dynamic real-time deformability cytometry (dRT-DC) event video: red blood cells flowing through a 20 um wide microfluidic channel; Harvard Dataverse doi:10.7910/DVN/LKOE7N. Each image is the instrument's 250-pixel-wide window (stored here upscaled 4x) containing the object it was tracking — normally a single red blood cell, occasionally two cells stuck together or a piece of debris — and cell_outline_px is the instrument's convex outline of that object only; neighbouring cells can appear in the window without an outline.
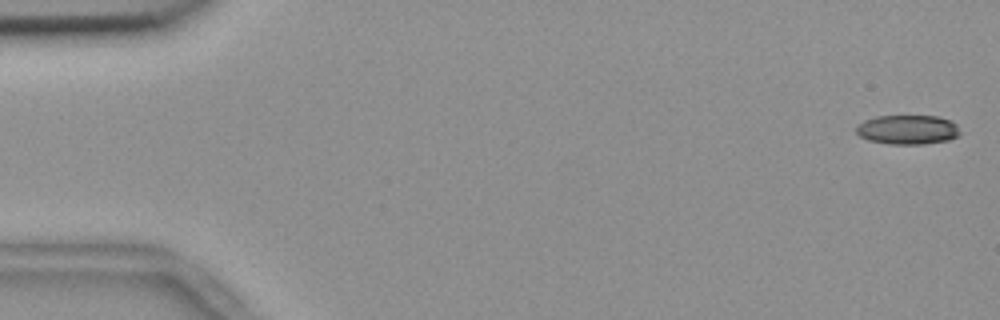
{"species": "common noctule bat (a hibernating species)", "species_latin": "Nyctalus noctula", "temperature_condition": "room temperature", "stored_images_in_passage": 56, "camera_frame_rate_fps": 3000, "um_per_image_px": 0.085, "animal": {"sex": "female", "body_mass_g": 18.4}, "frame": {"image": 1, "passage_image": 2, "time_ms": 0.333, "image_size_px": [1000, 320], "cell_outline_px": [[960, 136], [948, 140], [924, 144], [888, 144], [868, 140], [860, 136], [856, 132], [856, 124], [864, 120], [876, 116], [940, 116], [952, 120], [956, 124], [960, 132]], "centroid_in_image_um": [77.16, 11.02], "position_along_channel_um": 7.8, "area_um2": 18.03}}
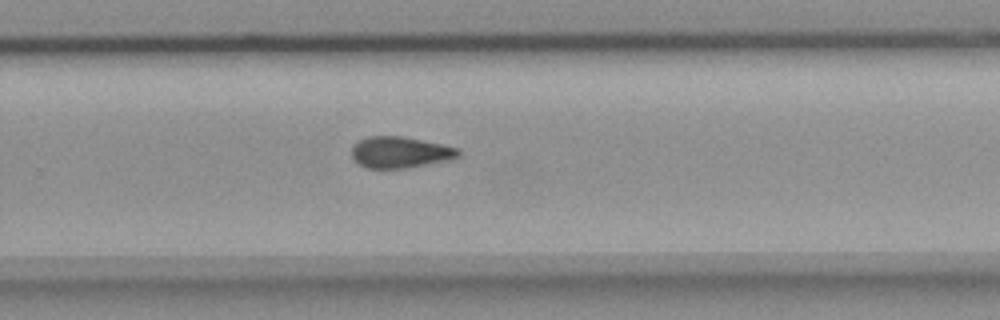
{"frame": {"image": 2, "passage_image": 37, "time_ms": 12.0, "image_size_px": [1000, 320], "cell_outline_px": [[460, 156], [444, 160], [408, 168], [364, 168], [352, 156], [352, 144], [368, 136], [400, 136], [444, 144], [460, 148]], "centroid_in_image_um": [34.0, 12.93], "position_along_channel_um": 295.8, "area_um2": 19.36}}
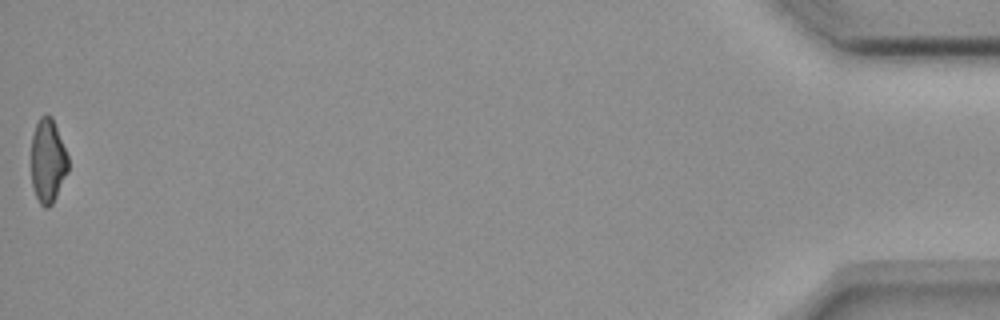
{"frame": {"image": 3, "passage_image": 56, "time_ms": 18.333, "image_size_px": [1000, 320], "cell_outline_px": [[68, 172], [52, 204], [48, 208], [44, 208], [40, 204], [36, 196], [32, 184], [32, 136], [36, 124], [40, 116], [52, 116], [68, 156]], "centroid_in_image_um": [4.07, 13.69], "position_along_channel_um": 431.1, "area_um2": 17.92}, "authors_computed_cell_mechanics": {"area_um2": 19.6231, "velocity_mm_per_s": 3.6873, "shape_relaxation_time_tau1_ms": null, "shape_relaxation_time_tau2_ms": 6.7094, "deformation_change_tau1": null, "deformation_change_tau2": 0.1579}}